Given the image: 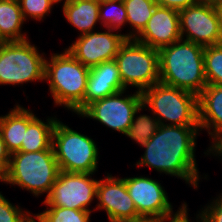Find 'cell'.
I'll list each match as a JSON object with an SVG mask.
<instances>
[{
    "label": "cell",
    "mask_w": 222,
    "mask_h": 222,
    "mask_svg": "<svg viewBox=\"0 0 222 222\" xmlns=\"http://www.w3.org/2000/svg\"><path fill=\"white\" fill-rule=\"evenodd\" d=\"M181 39L178 10L159 5L146 27L135 38L137 42L158 50Z\"/></svg>",
    "instance_id": "obj_15"
},
{
    "label": "cell",
    "mask_w": 222,
    "mask_h": 222,
    "mask_svg": "<svg viewBox=\"0 0 222 222\" xmlns=\"http://www.w3.org/2000/svg\"><path fill=\"white\" fill-rule=\"evenodd\" d=\"M96 200L97 204L93 208V212L104 210L107 219L142 218L137 213L122 177H114L107 173L104 179H99Z\"/></svg>",
    "instance_id": "obj_14"
},
{
    "label": "cell",
    "mask_w": 222,
    "mask_h": 222,
    "mask_svg": "<svg viewBox=\"0 0 222 222\" xmlns=\"http://www.w3.org/2000/svg\"><path fill=\"white\" fill-rule=\"evenodd\" d=\"M204 73L207 85H222V43L205 47Z\"/></svg>",
    "instance_id": "obj_26"
},
{
    "label": "cell",
    "mask_w": 222,
    "mask_h": 222,
    "mask_svg": "<svg viewBox=\"0 0 222 222\" xmlns=\"http://www.w3.org/2000/svg\"><path fill=\"white\" fill-rule=\"evenodd\" d=\"M159 6L182 10L203 0H155Z\"/></svg>",
    "instance_id": "obj_30"
},
{
    "label": "cell",
    "mask_w": 222,
    "mask_h": 222,
    "mask_svg": "<svg viewBox=\"0 0 222 222\" xmlns=\"http://www.w3.org/2000/svg\"><path fill=\"white\" fill-rule=\"evenodd\" d=\"M98 0H69L63 3V16L69 24L80 31L79 35L94 32L99 19Z\"/></svg>",
    "instance_id": "obj_18"
},
{
    "label": "cell",
    "mask_w": 222,
    "mask_h": 222,
    "mask_svg": "<svg viewBox=\"0 0 222 222\" xmlns=\"http://www.w3.org/2000/svg\"><path fill=\"white\" fill-rule=\"evenodd\" d=\"M212 146H222V137Z\"/></svg>",
    "instance_id": "obj_38"
},
{
    "label": "cell",
    "mask_w": 222,
    "mask_h": 222,
    "mask_svg": "<svg viewBox=\"0 0 222 222\" xmlns=\"http://www.w3.org/2000/svg\"><path fill=\"white\" fill-rule=\"evenodd\" d=\"M45 59L44 82L48 83L53 103L79 114L84 109V95L90 72L66 48Z\"/></svg>",
    "instance_id": "obj_3"
},
{
    "label": "cell",
    "mask_w": 222,
    "mask_h": 222,
    "mask_svg": "<svg viewBox=\"0 0 222 222\" xmlns=\"http://www.w3.org/2000/svg\"><path fill=\"white\" fill-rule=\"evenodd\" d=\"M55 1V3L57 4V3H61V2H63V3H65V2H68L69 0H54Z\"/></svg>",
    "instance_id": "obj_39"
},
{
    "label": "cell",
    "mask_w": 222,
    "mask_h": 222,
    "mask_svg": "<svg viewBox=\"0 0 222 222\" xmlns=\"http://www.w3.org/2000/svg\"><path fill=\"white\" fill-rule=\"evenodd\" d=\"M46 54L30 42L5 41L0 46V85L44 81Z\"/></svg>",
    "instance_id": "obj_7"
},
{
    "label": "cell",
    "mask_w": 222,
    "mask_h": 222,
    "mask_svg": "<svg viewBox=\"0 0 222 222\" xmlns=\"http://www.w3.org/2000/svg\"><path fill=\"white\" fill-rule=\"evenodd\" d=\"M199 126L160 125L156 133L142 146L144 154L136 167L180 178L190 187L198 189L204 175L199 173L195 151ZM201 175V176H200ZM202 178V179H201Z\"/></svg>",
    "instance_id": "obj_1"
},
{
    "label": "cell",
    "mask_w": 222,
    "mask_h": 222,
    "mask_svg": "<svg viewBox=\"0 0 222 222\" xmlns=\"http://www.w3.org/2000/svg\"><path fill=\"white\" fill-rule=\"evenodd\" d=\"M146 111V106L142 103L135 111V115L125 136L136 142L138 146H143L159 129L160 123L157 118L152 115L140 114ZM152 116V117H151Z\"/></svg>",
    "instance_id": "obj_23"
},
{
    "label": "cell",
    "mask_w": 222,
    "mask_h": 222,
    "mask_svg": "<svg viewBox=\"0 0 222 222\" xmlns=\"http://www.w3.org/2000/svg\"><path fill=\"white\" fill-rule=\"evenodd\" d=\"M58 118L47 117L46 121L36 116L28 109V126L25 131L24 140L20 152H37L52 148V135Z\"/></svg>",
    "instance_id": "obj_20"
},
{
    "label": "cell",
    "mask_w": 222,
    "mask_h": 222,
    "mask_svg": "<svg viewBox=\"0 0 222 222\" xmlns=\"http://www.w3.org/2000/svg\"><path fill=\"white\" fill-rule=\"evenodd\" d=\"M91 213L71 208L47 206L44 211L33 214V218L37 222H90Z\"/></svg>",
    "instance_id": "obj_25"
},
{
    "label": "cell",
    "mask_w": 222,
    "mask_h": 222,
    "mask_svg": "<svg viewBox=\"0 0 222 222\" xmlns=\"http://www.w3.org/2000/svg\"><path fill=\"white\" fill-rule=\"evenodd\" d=\"M109 222H151L145 218H133V219H108Z\"/></svg>",
    "instance_id": "obj_33"
},
{
    "label": "cell",
    "mask_w": 222,
    "mask_h": 222,
    "mask_svg": "<svg viewBox=\"0 0 222 222\" xmlns=\"http://www.w3.org/2000/svg\"><path fill=\"white\" fill-rule=\"evenodd\" d=\"M127 13V24L132 28L124 36L135 39L146 27L149 19L158 5L155 0H123Z\"/></svg>",
    "instance_id": "obj_22"
},
{
    "label": "cell",
    "mask_w": 222,
    "mask_h": 222,
    "mask_svg": "<svg viewBox=\"0 0 222 222\" xmlns=\"http://www.w3.org/2000/svg\"><path fill=\"white\" fill-rule=\"evenodd\" d=\"M23 19L18 0H0V38L5 41L29 39L22 31Z\"/></svg>",
    "instance_id": "obj_21"
},
{
    "label": "cell",
    "mask_w": 222,
    "mask_h": 222,
    "mask_svg": "<svg viewBox=\"0 0 222 222\" xmlns=\"http://www.w3.org/2000/svg\"><path fill=\"white\" fill-rule=\"evenodd\" d=\"M204 49L201 45L183 39L160 48V82L198 96L207 86Z\"/></svg>",
    "instance_id": "obj_2"
},
{
    "label": "cell",
    "mask_w": 222,
    "mask_h": 222,
    "mask_svg": "<svg viewBox=\"0 0 222 222\" xmlns=\"http://www.w3.org/2000/svg\"><path fill=\"white\" fill-rule=\"evenodd\" d=\"M25 23L28 19L44 21L49 16L54 5V0H18Z\"/></svg>",
    "instance_id": "obj_27"
},
{
    "label": "cell",
    "mask_w": 222,
    "mask_h": 222,
    "mask_svg": "<svg viewBox=\"0 0 222 222\" xmlns=\"http://www.w3.org/2000/svg\"><path fill=\"white\" fill-rule=\"evenodd\" d=\"M146 110L160 125L199 126L198 96L158 82L142 92Z\"/></svg>",
    "instance_id": "obj_5"
},
{
    "label": "cell",
    "mask_w": 222,
    "mask_h": 222,
    "mask_svg": "<svg viewBox=\"0 0 222 222\" xmlns=\"http://www.w3.org/2000/svg\"><path fill=\"white\" fill-rule=\"evenodd\" d=\"M210 155L220 158L222 156V146L210 147ZM220 159L222 160V157Z\"/></svg>",
    "instance_id": "obj_34"
},
{
    "label": "cell",
    "mask_w": 222,
    "mask_h": 222,
    "mask_svg": "<svg viewBox=\"0 0 222 222\" xmlns=\"http://www.w3.org/2000/svg\"><path fill=\"white\" fill-rule=\"evenodd\" d=\"M95 142L58 119L53 130L52 148L59 169L69 173H96L100 154Z\"/></svg>",
    "instance_id": "obj_6"
},
{
    "label": "cell",
    "mask_w": 222,
    "mask_h": 222,
    "mask_svg": "<svg viewBox=\"0 0 222 222\" xmlns=\"http://www.w3.org/2000/svg\"><path fill=\"white\" fill-rule=\"evenodd\" d=\"M99 19L101 27L118 32L122 31L121 28L127 25V13L123 1H100Z\"/></svg>",
    "instance_id": "obj_24"
},
{
    "label": "cell",
    "mask_w": 222,
    "mask_h": 222,
    "mask_svg": "<svg viewBox=\"0 0 222 222\" xmlns=\"http://www.w3.org/2000/svg\"><path fill=\"white\" fill-rule=\"evenodd\" d=\"M198 211L201 222H222V192Z\"/></svg>",
    "instance_id": "obj_29"
},
{
    "label": "cell",
    "mask_w": 222,
    "mask_h": 222,
    "mask_svg": "<svg viewBox=\"0 0 222 222\" xmlns=\"http://www.w3.org/2000/svg\"><path fill=\"white\" fill-rule=\"evenodd\" d=\"M29 222H37L34 218H32Z\"/></svg>",
    "instance_id": "obj_40"
},
{
    "label": "cell",
    "mask_w": 222,
    "mask_h": 222,
    "mask_svg": "<svg viewBox=\"0 0 222 222\" xmlns=\"http://www.w3.org/2000/svg\"><path fill=\"white\" fill-rule=\"evenodd\" d=\"M189 209L187 204L173 217L170 218H166L164 220H160V221H155V222H191L190 218L188 217L189 214ZM196 221L197 222H201V218L199 216V213L196 214Z\"/></svg>",
    "instance_id": "obj_31"
},
{
    "label": "cell",
    "mask_w": 222,
    "mask_h": 222,
    "mask_svg": "<svg viewBox=\"0 0 222 222\" xmlns=\"http://www.w3.org/2000/svg\"><path fill=\"white\" fill-rule=\"evenodd\" d=\"M60 172L53 149L11 154L5 184L27 190L34 197L49 195Z\"/></svg>",
    "instance_id": "obj_4"
},
{
    "label": "cell",
    "mask_w": 222,
    "mask_h": 222,
    "mask_svg": "<svg viewBox=\"0 0 222 222\" xmlns=\"http://www.w3.org/2000/svg\"><path fill=\"white\" fill-rule=\"evenodd\" d=\"M11 154L8 152L6 145L0 134V167L6 171L9 165Z\"/></svg>",
    "instance_id": "obj_32"
},
{
    "label": "cell",
    "mask_w": 222,
    "mask_h": 222,
    "mask_svg": "<svg viewBox=\"0 0 222 222\" xmlns=\"http://www.w3.org/2000/svg\"><path fill=\"white\" fill-rule=\"evenodd\" d=\"M32 218V212L11 203L0 192V222H29Z\"/></svg>",
    "instance_id": "obj_28"
},
{
    "label": "cell",
    "mask_w": 222,
    "mask_h": 222,
    "mask_svg": "<svg viewBox=\"0 0 222 222\" xmlns=\"http://www.w3.org/2000/svg\"><path fill=\"white\" fill-rule=\"evenodd\" d=\"M214 7L218 16V21L220 23V29L222 33V2L219 4H216Z\"/></svg>",
    "instance_id": "obj_35"
},
{
    "label": "cell",
    "mask_w": 222,
    "mask_h": 222,
    "mask_svg": "<svg viewBox=\"0 0 222 222\" xmlns=\"http://www.w3.org/2000/svg\"><path fill=\"white\" fill-rule=\"evenodd\" d=\"M126 91L127 89L90 103L78 116L96 120L125 135L131 127L135 111L143 103L141 92L135 90L133 94L127 95Z\"/></svg>",
    "instance_id": "obj_9"
},
{
    "label": "cell",
    "mask_w": 222,
    "mask_h": 222,
    "mask_svg": "<svg viewBox=\"0 0 222 222\" xmlns=\"http://www.w3.org/2000/svg\"><path fill=\"white\" fill-rule=\"evenodd\" d=\"M178 12L183 40L203 47L222 43L220 23L214 6L201 1Z\"/></svg>",
    "instance_id": "obj_12"
},
{
    "label": "cell",
    "mask_w": 222,
    "mask_h": 222,
    "mask_svg": "<svg viewBox=\"0 0 222 222\" xmlns=\"http://www.w3.org/2000/svg\"><path fill=\"white\" fill-rule=\"evenodd\" d=\"M28 126V109L18 103L0 116V134L10 154L20 151Z\"/></svg>",
    "instance_id": "obj_19"
},
{
    "label": "cell",
    "mask_w": 222,
    "mask_h": 222,
    "mask_svg": "<svg viewBox=\"0 0 222 222\" xmlns=\"http://www.w3.org/2000/svg\"><path fill=\"white\" fill-rule=\"evenodd\" d=\"M125 90L115 60L90 68L84 95V108L90 103Z\"/></svg>",
    "instance_id": "obj_17"
},
{
    "label": "cell",
    "mask_w": 222,
    "mask_h": 222,
    "mask_svg": "<svg viewBox=\"0 0 222 222\" xmlns=\"http://www.w3.org/2000/svg\"><path fill=\"white\" fill-rule=\"evenodd\" d=\"M114 60L125 89L134 87L142 93L160 82L158 49L141 44L135 39H126Z\"/></svg>",
    "instance_id": "obj_8"
},
{
    "label": "cell",
    "mask_w": 222,
    "mask_h": 222,
    "mask_svg": "<svg viewBox=\"0 0 222 222\" xmlns=\"http://www.w3.org/2000/svg\"><path fill=\"white\" fill-rule=\"evenodd\" d=\"M204 2H207L208 4L215 6L216 4H219L222 2V0H203Z\"/></svg>",
    "instance_id": "obj_36"
},
{
    "label": "cell",
    "mask_w": 222,
    "mask_h": 222,
    "mask_svg": "<svg viewBox=\"0 0 222 222\" xmlns=\"http://www.w3.org/2000/svg\"><path fill=\"white\" fill-rule=\"evenodd\" d=\"M106 30L79 35L66 49L89 69L102 62L114 60L127 38L124 33Z\"/></svg>",
    "instance_id": "obj_13"
},
{
    "label": "cell",
    "mask_w": 222,
    "mask_h": 222,
    "mask_svg": "<svg viewBox=\"0 0 222 222\" xmlns=\"http://www.w3.org/2000/svg\"><path fill=\"white\" fill-rule=\"evenodd\" d=\"M127 191L133 200L137 213L151 222L164 220L176 215L187 203L183 201L176 212L168 200L165 188L157 179L149 176H133L122 178Z\"/></svg>",
    "instance_id": "obj_11"
},
{
    "label": "cell",
    "mask_w": 222,
    "mask_h": 222,
    "mask_svg": "<svg viewBox=\"0 0 222 222\" xmlns=\"http://www.w3.org/2000/svg\"><path fill=\"white\" fill-rule=\"evenodd\" d=\"M0 182L5 183V171L0 167Z\"/></svg>",
    "instance_id": "obj_37"
},
{
    "label": "cell",
    "mask_w": 222,
    "mask_h": 222,
    "mask_svg": "<svg viewBox=\"0 0 222 222\" xmlns=\"http://www.w3.org/2000/svg\"><path fill=\"white\" fill-rule=\"evenodd\" d=\"M198 123L200 131L206 130L211 137L204 152L210 157V147L222 137V85H207L198 95Z\"/></svg>",
    "instance_id": "obj_16"
},
{
    "label": "cell",
    "mask_w": 222,
    "mask_h": 222,
    "mask_svg": "<svg viewBox=\"0 0 222 222\" xmlns=\"http://www.w3.org/2000/svg\"><path fill=\"white\" fill-rule=\"evenodd\" d=\"M94 174L69 173L60 170L49 195L42 204L93 212L89 206L96 199L99 181L92 178Z\"/></svg>",
    "instance_id": "obj_10"
}]
</instances>
